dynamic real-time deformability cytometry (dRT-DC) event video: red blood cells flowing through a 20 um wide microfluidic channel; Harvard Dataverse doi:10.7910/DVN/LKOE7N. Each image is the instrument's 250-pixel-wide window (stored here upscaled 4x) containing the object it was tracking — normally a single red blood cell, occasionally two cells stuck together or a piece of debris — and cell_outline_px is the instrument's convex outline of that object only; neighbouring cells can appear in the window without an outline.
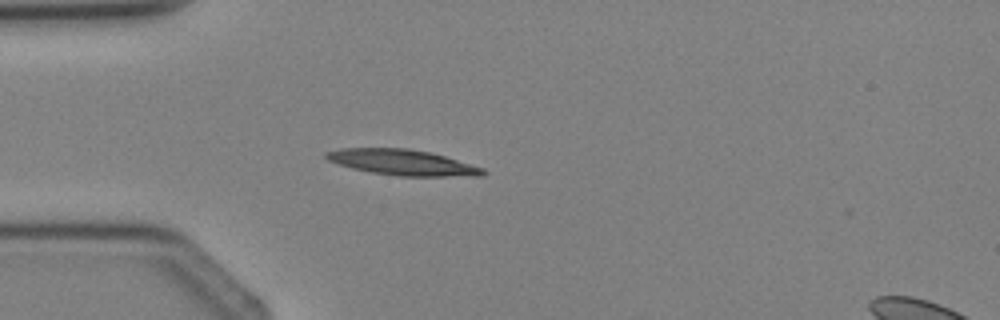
{"species": "Egyptian fruit bat (a non-hibernating species)", "species_latin": "Rousettus aegyptiacus", "temperature_condition": "cold", "stored_images_in_passage": 2, "camera_frame_rate_fps": 3000, "um_per_image_px": 0.085, "animal": {"sex": "female"}, "frame": {"image": 1, "passage_image": 2, "time_ms": 1.333, "image_size_px": [1000, 320], "cell_outline_px": [[488, 172], [484, 176], [400, 176], [372, 172], [352, 168], [336, 164], [328, 160], [324, 156], [324, 152], [340, 148], [408, 148], [432, 152], [484, 168]], "centroid_in_image_um": [34.22, 13.8], "position_along_channel_um": 50.8, "area_um2": 23.64}}